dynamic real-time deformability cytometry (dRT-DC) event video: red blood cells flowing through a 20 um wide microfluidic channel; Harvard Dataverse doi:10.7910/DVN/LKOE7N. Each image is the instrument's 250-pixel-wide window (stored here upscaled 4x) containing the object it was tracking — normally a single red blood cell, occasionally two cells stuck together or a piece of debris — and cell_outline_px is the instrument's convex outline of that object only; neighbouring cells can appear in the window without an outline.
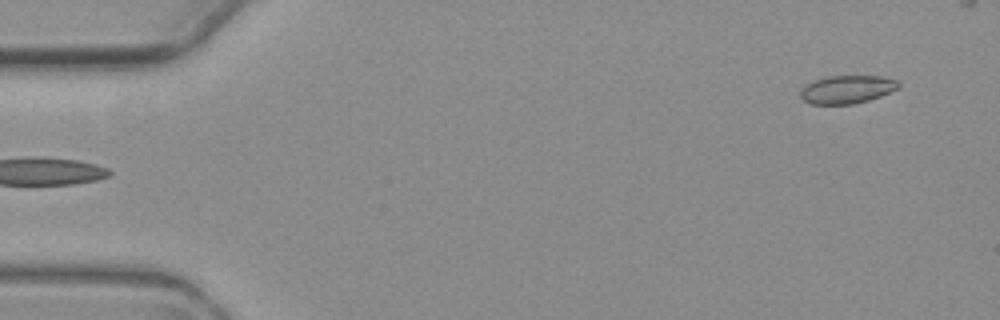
{"species": "common noctule bat (a hibernating species)", "species_latin": "Nyctalus noctula", "temperature_condition": "warm", "stored_images_in_passage": 6, "segment_of_instrument_passage": [2, 2], "camera_frame_rate_fps": 3000, "um_per_image_px": 0.085, "animal": {"sex": "female", "body_mass_g": 19.3, "forearm_length_mm": 54.1}, "frame": {"image": 1, "passage_image": 6, "time_ms": 6.0, "image_size_px": [1000, 320], "cell_outline_px": [[900, 88], [880, 96], [868, 100], [852, 104], [812, 104], [804, 100], [800, 96], [800, 92], [808, 84], [824, 76], [880, 76], [896, 80], [900, 84]], "centroid_in_image_um": [72.02, 7.6], "position_along_channel_um": 13.0, "area_um2": 15.9}}